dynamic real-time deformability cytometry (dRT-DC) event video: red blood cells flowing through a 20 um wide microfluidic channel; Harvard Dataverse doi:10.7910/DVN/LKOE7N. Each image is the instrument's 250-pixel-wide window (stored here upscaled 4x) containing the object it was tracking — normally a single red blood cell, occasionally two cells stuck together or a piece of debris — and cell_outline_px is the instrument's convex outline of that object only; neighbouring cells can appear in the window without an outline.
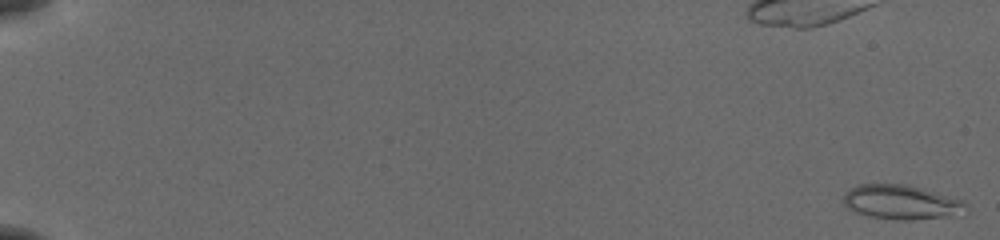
{"species": "common noctule bat (a hibernating species)", "species_latin": "Nyctalus noctula", "temperature_condition": "cold", "stored_images_in_passage": 56, "camera_frame_rate_fps": 3000, "um_per_image_px": 0.085, "animal": {"sex": "female", "body_mass_g": 19.5, "forearm_length_mm": 54.1}, "frame": {"image": 1, "passage_image": 1, "time_ms": 0.0, "image_size_px": [1000, 240], "cell_outline_px": [[968, 212], [952, 216], [912, 220], [896, 220], [872, 216], [856, 212], [844, 208], [844, 192], [856, 184], [908, 184], [964, 200], [968, 204]], "centroid_in_image_um": [76.64, 17.18], "position_along_channel_um": 8.4, "area_um2": 24.97}}
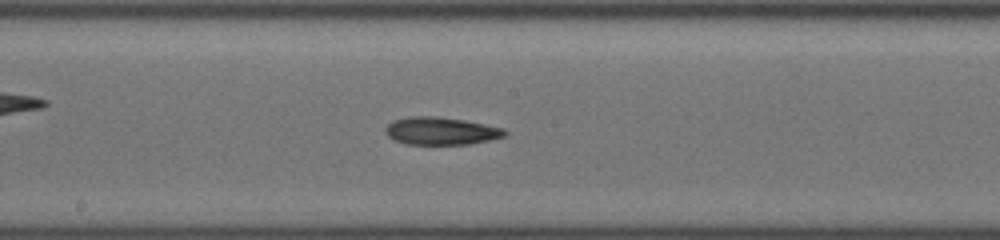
{"frame": {"image": 2, "passage_image": 32, "time_ms": 10.333, "image_size_px": [1000, 240], "cell_outline_px": [[508, 136], [468, 144], [404, 144], [388, 136], [384, 132], [384, 128], [392, 120], [408, 116], [436, 116], [464, 120], [504, 128], [508, 132]], "centroid_in_image_um": [37.47, 11.12], "position_along_channel_um": 210.7, "area_um2": 19.36}}
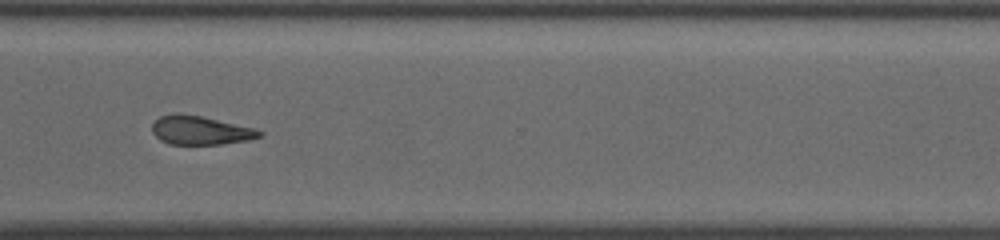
{"frame": {"image": 3, "passage_image": 43, "time_ms": 14.0, "image_size_px": [1000, 240], "cell_outline_px": [[264, 136], [248, 140], [220, 144], [168, 144], [160, 140], [152, 132], [152, 124], [160, 116], [172, 112], [180, 112], [200, 116], [256, 128], [264, 132]], "centroid_in_image_um": [17.03, 11.06], "position_along_channel_um": 353.6, "area_um2": 18.21}, "authors_computed_cell_mechanics": {"area_um2": 19.0451, "velocity_mm_per_s": 3.9083, "shape_relaxation_time_tau1_ms": 6.6882, "shape_relaxation_time_tau2_ms": 2.9655, "deformation_change_tau1": 0.1485, "deformation_change_tau2": 0.1119}}